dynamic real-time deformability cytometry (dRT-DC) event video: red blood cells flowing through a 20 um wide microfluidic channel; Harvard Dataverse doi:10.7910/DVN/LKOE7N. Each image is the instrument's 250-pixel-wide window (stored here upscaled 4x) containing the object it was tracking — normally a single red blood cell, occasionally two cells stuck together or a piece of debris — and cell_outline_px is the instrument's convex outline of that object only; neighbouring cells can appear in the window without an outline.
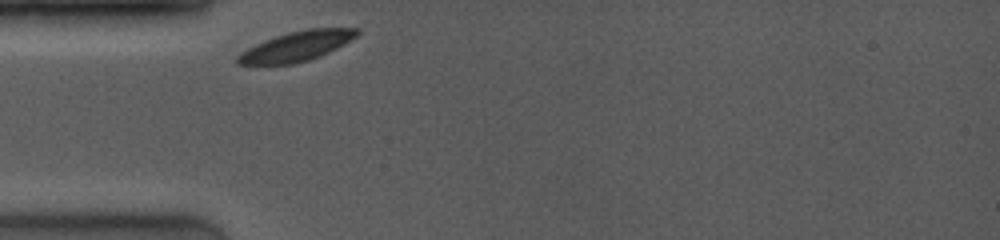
{"species": "common noctule bat (a hibernating species)", "species_latin": "Nyctalus noctula", "temperature_condition": "room temperature", "stored_images_in_passage": 46, "camera_frame_rate_fps": 4000, "um_per_image_px": 0.085, "animal": {"sex": "female", "body_mass_g": 19.0, "forearm_length_mm": 53.3}, "frame": {"image": 1, "passage_image": 1, "time_ms": 0.0, "image_size_px": [1000, 240], "cell_outline_px": [[360, 32], [356, 36], [344, 44], [320, 56], [308, 60], [292, 64], [236, 64], [236, 56], [240, 52], [264, 40], [288, 32], [308, 28], [360, 28]], "centroid_in_image_um": [25.2, 3.92], "position_along_channel_um": 59.8, "area_um2": 20.58}}
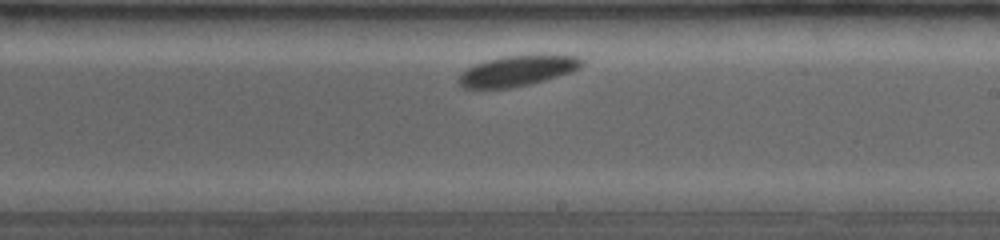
{"frame": {"image": 2, "passage_image": 28, "time_ms": 5.0, "image_size_px": [1000, 240], "cell_outline_px": [[584, 64], [580, 68], [572, 72], [532, 84], [512, 88], [464, 88], [456, 80], [460, 72], [476, 64], [488, 60], [504, 56], [540, 52], [580, 56], [584, 60]], "centroid_in_image_um": [44.07, 5.98], "position_along_channel_um": 244.9, "area_um2": 22.83}}
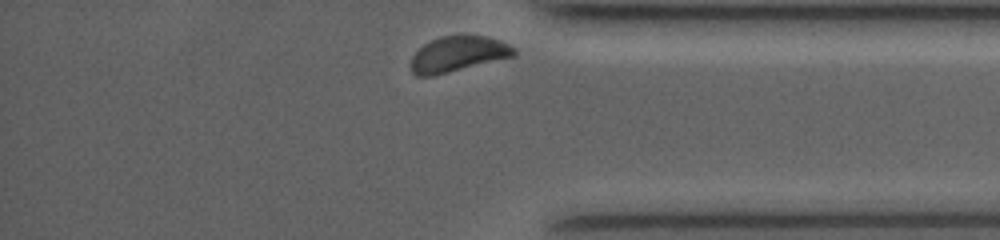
{"frame": {"image": 3, "passage_image": 46, "time_ms": 9.0, "image_size_px": [1000, 240], "cell_outline_px": [[516, 56], [432, 76], [416, 76], [412, 72], [412, 56], [424, 44], [440, 36], [484, 36], [500, 40], [516, 48]], "centroid_in_image_um": [38.96, 4.6], "position_along_channel_um": 396.2, "area_um2": 21.1}, "authors_computed_cell_mechanics": {"area_um2": 21.675, "velocity_mm_per_s": 3.7756, "shape_relaxation_time_tau1_ms": 1.4714, "shape_relaxation_time_tau2_ms": null, "deformation_change_tau1": 0.0697, "deformation_change_tau2": null}}